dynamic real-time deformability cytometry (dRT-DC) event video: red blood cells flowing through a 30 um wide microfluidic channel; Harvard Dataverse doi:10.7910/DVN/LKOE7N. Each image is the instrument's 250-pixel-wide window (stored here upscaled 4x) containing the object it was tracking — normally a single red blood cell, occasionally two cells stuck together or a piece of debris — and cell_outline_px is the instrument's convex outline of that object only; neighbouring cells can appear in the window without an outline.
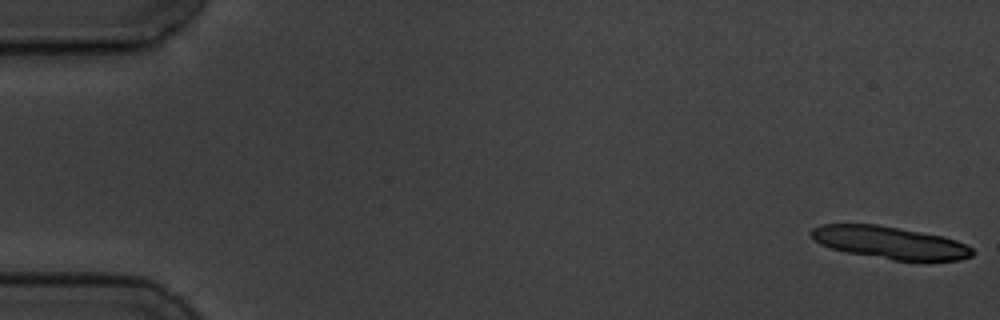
{"species": "common noctule bat (a hibernating species)", "species_latin": "Nyctalus noctula", "temperature_condition": "cold", "stored_images_in_passage": 8, "segment_of_instrument_passage": [1, 2], "camera_frame_rate_fps": 3000, "um_per_image_px": 0.085, "animal": {"sex": "male", "body_mass_g": 19.5, "forearm_length_mm": 54.6}, "frame": {"image": 1, "passage_image": 1, "time_ms": 0.0, "image_size_px": [1000, 320], "cell_outline_px": [[972, 256], [960, 260], [928, 264], [892, 260], [848, 252], [832, 248], [820, 244], [808, 232], [812, 228], [820, 224], [876, 224], [944, 236], [956, 240], [972, 248]], "centroid_in_image_um": [75.72, 20.66], "position_along_channel_um": 9.3, "area_um2": 31.15}}